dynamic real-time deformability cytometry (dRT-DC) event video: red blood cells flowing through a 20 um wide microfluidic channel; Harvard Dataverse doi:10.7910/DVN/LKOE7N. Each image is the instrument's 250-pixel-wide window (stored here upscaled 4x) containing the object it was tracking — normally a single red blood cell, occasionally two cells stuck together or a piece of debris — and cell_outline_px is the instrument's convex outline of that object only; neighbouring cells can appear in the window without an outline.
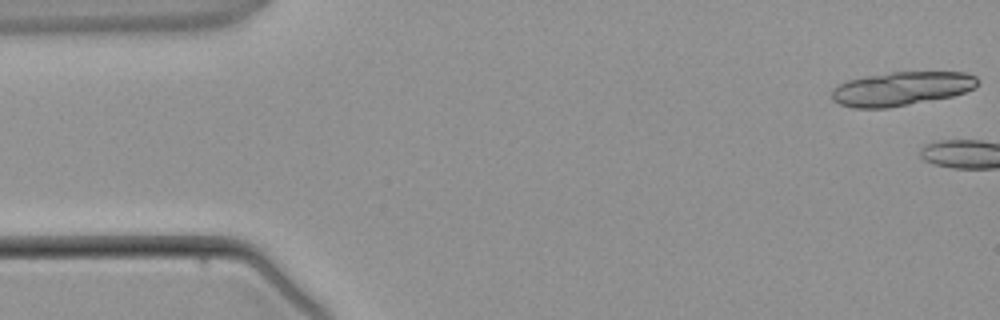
{"species": "common noctule bat (a hibernating species)", "species_latin": "Nyctalus noctula", "temperature_condition": "warm", "stored_images_in_passage": 3, "segment_of_instrument_passage": [2, 2], "camera_frame_rate_fps": 3000, "um_per_image_px": 0.085, "animal": {"sex": "male", "body_mass_g": 21.5, "forearm_length_mm": 52.0}, "frame": {"image": 1, "passage_image": 3, "time_ms": 3.333, "image_size_px": [1000, 320], "cell_outline_px": [[980, 80], [976, 88], [952, 96], [888, 108], [852, 108], [840, 104], [832, 100], [832, 88], [848, 80], [868, 76], [892, 72], [968, 72], [976, 76]], "centroid_in_image_um": [76.65, 7.54], "position_along_channel_um": 8.3, "area_um2": 28.84}}